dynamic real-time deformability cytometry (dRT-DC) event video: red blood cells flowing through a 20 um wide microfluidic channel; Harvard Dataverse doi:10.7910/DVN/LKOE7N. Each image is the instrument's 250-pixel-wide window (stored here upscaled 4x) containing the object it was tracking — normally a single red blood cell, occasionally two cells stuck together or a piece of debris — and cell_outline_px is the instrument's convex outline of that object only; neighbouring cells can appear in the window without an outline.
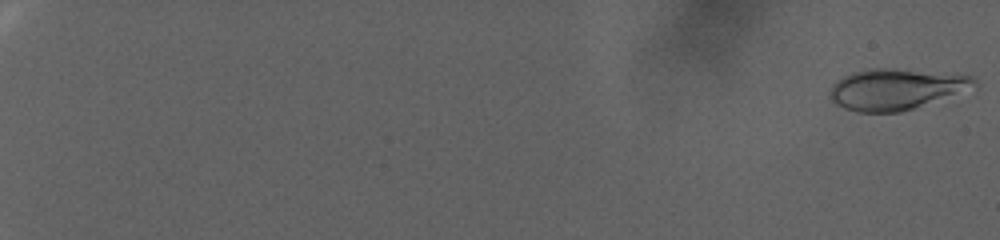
{"species": "human", "species_latin": "Homo sapiens", "temperature_condition": "warm", "stored_images_in_passage": 95, "camera_frame_rate_fps": 3000, "um_per_image_px": 0.085, "donor": {"sex": "female"}, "frame": {"image": 1, "passage_image": 1, "time_ms": 0.0, "image_size_px": [1000, 240], "cell_outline_px": [[980, 84], [976, 88], [900, 112], [856, 112], [844, 108], [836, 104], [828, 96], [828, 92], [832, 84], [844, 76], [852, 72], [872, 68], [884, 68], [972, 76]], "centroid_in_image_um": [76.13, 7.59], "position_along_channel_um": 8.9, "area_um2": 34.28}}
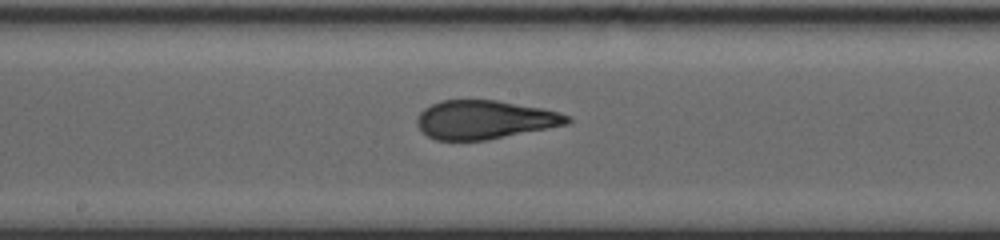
{"frame": {"image": 2, "passage_image": 59, "time_ms": 19.333, "image_size_px": [1000, 240], "cell_outline_px": [[572, 120], [568, 124], [548, 128], [484, 140], [436, 140], [428, 136], [416, 124], [416, 116], [424, 108], [440, 100], [496, 100], [540, 108], [560, 112], [568, 116]], "centroid_in_image_um": [41.16, 10.17], "position_along_channel_um": 207.0, "area_um2": 33.58}}
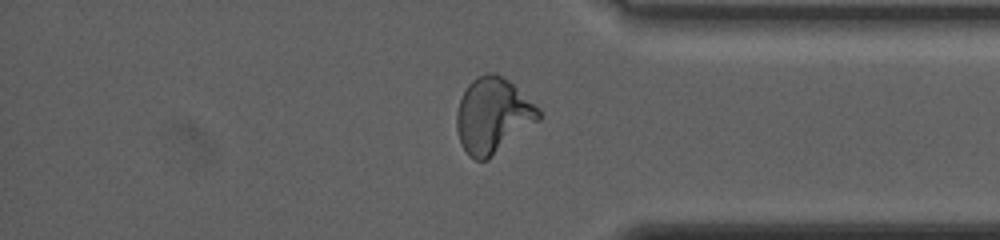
{"frame": {"image": 3, "passage_image": 83, "time_ms": 27.333, "image_size_px": [1000, 240], "cell_outline_px": [[540, 120], [488, 160], [476, 160], [468, 156], [460, 144], [456, 128], [456, 112], [460, 100], [468, 84], [476, 76], [488, 72], [492, 72], [508, 80], [540, 108]], "centroid_in_image_um": [41.88, 9.84], "position_along_channel_um": 393.3, "area_um2": 36.18}, "authors_computed_cell_mechanics": {"area_um2": 33.813, "velocity_mm_per_s": 2.3854, "shape_relaxation_time_tau1_ms": null, "shape_relaxation_time_tau2_ms": 1.1766, "deformation_change_tau1": null, "deformation_change_tau2": 0.0751}}